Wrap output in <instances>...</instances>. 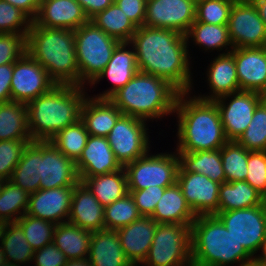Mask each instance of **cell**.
<instances>
[{
	"label": "cell",
	"instance_id": "cell-57",
	"mask_svg": "<svg viewBox=\"0 0 266 266\" xmlns=\"http://www.w3.org/2000/svg\"><path fill=\"white\" fill-rule=\"evenodd\" d=\"M261 254L256 256V264H266V238Z\"/></svg>",
	"mask_w": 266,
	"mask_h": 266
},
{
	"label": "cell",
	"instance_id": "cell-41",
	"mask_svg": "<svg viewBox=\"0 0 266 266\" xmlns=\"http://www.w3.org/2000/svg\"><path fill=\"white\" fill-rule=\"evenodd\" d=\"M236 142L248 151L266 150V100L257 105L250 124Z\"/></svg>",
	"mask_w": 266,
	"mask_h": 266
},
{
	"label": "cell",
	"instance_id": "cell-17",
	"mask_svg": "<svg viewBox=\"0 0 266 266\" xmlns=\"http://www.w3.org/2000/svg\"><path fill=\"white\" fill-rule=\"evenodd\" d=\"M177 183L196 216L218 213L219 183L198 173H178Z\"/></svg>",
	"mask_w": 266,
	"mask_h": 266
},
{
	"label": "cell",
	"instance_id": "cell-39",
	"mask_svg": "<svg viewBox=\"0 0 266 266\" xmlns=\"http://www.w3.org/2000/svg\"><path fill=\"white\" fill-rule=\"evenodd\" d=\"M249 151L236 141H228L221 147L222 167L226 182L245 181Z\"/></svg>",
	"mask_w": 266,
	"mask_h": 266
},
{
	"label": "cell",
	"instance_id": "cell-50",
	"mask_svg": "<svg viewBox=\"0 0 266 266\" xmlns=\"http://www.w3.org/2000/svg\"><path fill=\"white\" fill-rule=\"evenodd\" d=\"M114 2L137 28L144 25L147 0H114Z\"/></svg>",
	"mask_w": 266,
	"mask_h": 266
},
{
	"label": "cell",
	"instance_id": "cell-7",
	"mask_svg": "<svg viewBox=\"0 0 266 266\" xmlns=\"http://www.w3.org/2000/svg\"><path fill=\"white\" fill-rule=\"evenodd\" d=\"M14 171H30L40 176V189L74 187L79 181L76 163L51 141H32L23 150Z\"/></svg>",
	"mask_w": 266,
	"mask_h": 266
},
{
	"label": "cell",
	"instance_id": "cell-38",
	"mask_svg": "<svg viewBox=\"0 0 266 266\" xmlns=\"http://www.w3.org/2000/svg\"><path fill=\"white\" fill-rule=\"evenodd\" d=\"M88 137L89 133L80 120L59 131L50 141L66 157L76 162L82 155Z\"/></svg>",
	"mask_w": 266,
	"mask_h": 266
},
{
	"label": "cell",
	"instance_id": "cell-18",
	"mask_svg": "<svg viewBox=\"0 0 266 266\" xmlns=\"http://www.w3.org/2000/svg\"><path fill=\"white\" fill-rule=\"evenodd\" d=\"M73 191L74 187L39 189L37 192L29 194L26 214L56 225L67 222Z\"/></svg>",
	"mask_w": 266,
	"mask_h": 266
},
{
	"label": "cell",
	"instance_id": "cell-54",
	"mask_svg": "<svg viewBox=\"0 0 266 266\" xmlns=\"http://www.w3.org/2000/svg\"><path fill=\"white\" fill-rule=\"evenodd\" d=\"M12 4L14 7L21 9L32 20L36 17L41 0H4Z\"/></svg>",
	"mask_w": 266,
	"mask_h": 266
},
{
	"label": "cell",
	"instance_id": "cell-4",
	"mask_svg": "<svg viewBox=\"0 0 266 266\" xmlns=\"http://www.w3.org/2000/svg\"><path fill=\"white\" fill-rule=\"evenodd\" d=\"M26 52L43 66L57 85L80 86L75 31L32 23L26 36Z\"/></svg>",
	"mask_w": 266,
	"mask_h": 266
},
{
	"label": "cell",
	"instance_id": "cell-62",
	"mask_svg": "<svg viewBox=\"0 0 266 266\" xmlns=\"http://www.w3.org/2000/svg\"><path fill=\"white\" fill-rule=\"evenodd\" d=\"M257 266H266V264H256Z\"/></svg>",
	"mask_w": 266,
	"mask_h": 266
},
{
	"label": "cell",
	"instance_id": "cell-1",
	"mask_svg": "<svg viewBox=\"0 0 266 266\" xmlns=\"http://www.w3.org/2000/svg\"><path fill=\"white\" fill-rule=\"evenodd\" d=\"M130 43L138 70L168 81L180 93H192V74L185 35L169 29L138 27Z\"/></svg>",
	"mask_w": 266,
	"mask_h": 266
},
{
	"label": "cell",
	"instance_id": "cell-23",
	"mask_svg": "<svg viewBox=\"0 0 266 266\" xmlns=\"http://www.w3.org/2000/svg\"><path fill=\"white\" fill-rule=\"evenodd\" d=\"M158 223L149 216L117 230L120 245L133 266H140L149 252Z\"/></svg>",
	"mask_w": 266,
	"mask_h": 266
},
{
	"label": "cell",
	"instance_id": "cell-5",
	"mask_svg": "<svg viewBox=\"0 0 266 266\" xmlns=\"http://www.w3.org/2000/svg\"><path fill=\"white\" fill-rule=\"evenodd\" d=\"M192 266H253V258L215 215H199L191 226ZM240 263V264H239Z\"/></svg>",
	"mask_w": 266,
	"mask_h": 266
},
{
	"label": "cell",
	"instance_id": "cell-20",
	"mask_svg": "<svg viewBox=\"0 0 266 266\" xmlns=\"http://www.w3.org/2000/svg\"><path fill=\"white\" fill-rule=\"evenodd\" d=\"M239 88L262 93L266 87V47L234 48Z\"/></svg>",
	"mask_w": 266,
	"mask_h": 266
},
{
	"label": "cell",
	"instance_id": "cell-56",
	"mask_svg": "<svg viewBox=\"0 0 266 266\" xmlns=\"http://www.w3.org/2000/svg\"><path fill=\"white\" fill-rule=\"evenodd\" d=\"M64 266H92L88 258L68 260Z\"/></svg>",
	"mask_w": 266,
	"mask_h": 266
},
{
	"label": "cell",
	"instance_id": "cell-22",
	"mask_svg": "<svg viewBox=\"0 0 266 266\" xmlns=\"http://www.w3.org/2000/svg\"><path fill=\"white\" fill-rule=\"evenodd\" d=\"M79 178H89L120 170L107 137L89 135L82 155L75 162Z\"/></svg>",
	"mask_w": 266,
	"mask_h": 266
},
{
	"label": "cell",
	"instance_id": "cell-28",
	"mask_svg": "<svg viewBox=\"0 0 266 266\" xmlns=\"http://www.w3.org/2000/svg\"><path fill=\"white\" fill-rule=\"evenodd\" d=\"M88 260L92 266H133L120 245L117 230L91 232Z\"/></svg>",
	"mask_w": 266,
	"mask_h": 266
},
{
	"label": "cell",
	"instance_id": "cell-42",
	"mask_svg": "<svg viewBox=\"0 0 266 266\" xmlns=\"http://www.w3.org/2000/svg\"><path fill=\"white\" fill-rule=\"evenodd\" d=\"M16 223L22 228L27 242L34 251L53 243L56 224L26 213Z\"/></svg>",
	"mask_w": 266,
	"mask_h": 266
},
{
	"label": "cell",
	"instance_id": "cell-26",
	"mask_svg": "<svg viewBox=\"0 0 266 266\" xmlns=\"http://www.w3.org/2000/svg\"><path fill=\"white\" fill-rule=\"evenodd\" d=\"M90 97L83 104L81 121L89 135L107 137L123 114L110 99Z\"/></svg>",
	"mask_w": 266,
	"mask_h": 266
},
{
	"label": "cell",
	"instance_id": "cell-51",
	"mask_svg": "<svg viewBox=\"0 0 266 266\" xmlns=\"http://www.w3.org/2000/svg\"><path fill=\"white\" fill-rule=\"evenodd\" d=\"M9 181L25 190L28 194L35 193L40 189L39 174H34L30 171H13Z\"/></svg>",
	"mask_w": 266,
	"mask_h": 266
},
{
	"label": "cell",
	"instance_id": "cell-29",
	"mask_svg": "<svg viewBox=\"0 0 266 266\" xmlns=\"http://www.w3.org/2000/svg\"><path fill=\"white\" fill-rule=\"evenodd\" d=\"M178 173H198L219 184L226 182L222 167L221 148L197 152H177Z\"/></svg>",
	"mask_w": 266,
	"mask_h": 266
},
{
	"label": "cell",
	"instance_id": "cell-48",
	"mask_svg": "<svg viewBox=\"0 0 266 266\" xmlns=\"http://www.w3.org/2000/svg\"><path fill=\"white\" fill-rule=\"evenodd\" d=\"M166 187L150 186L143 190H129L142 216H151Z\"/></svg>",
	"mask_w": 266,
	"mask_h": 266
},
{
	"label": "cell",
	"instance_id": "cell-12",
	"mask_svg": "<svg viewBox=\"0 0 266 266\" xmlns=\"http://www.w3.org/2000/svg\"><path fill=\"white\" fill-rule=\"evenodd\" d=\"M146 124L142 119L122 115L109 132V145L122 167L150 152Z\"/></svg>",
	"mask_w": 266,
	"mask_h": 266
},
{
	"label": "cell",
	"instance_id": "cell-9",
	"mask_svg": "<svg viewBox=\"0 0 266 266\" xmlns=\"http://www.w3.org/2000/svg\"><path fill=\"white\" fill-rule=\"evenodd\" d=\"M142 266H192L191 226L158 223Z\"/></svg>",
	"mask_w": 266,
	"mask_h": 266
},
{
	"label": "cell",
	"instance_id": "cell-24",
	"mask_svg": "<svg viewBox=\"0 0 266 266\" xmlns=\"http://www.w3.org/2000/svg\"><path fill=\"white\" fill-rule=\"evenodd\" d=\"M104 209L88 187L79 181L74 186L67 222L89 232L105 229Z\"/></svg>",
	"mask_w": 266,
	"mask_h": 266
},
{
	"label": "cell",
	"instance_id": "cell-49",
	"mask_svg": "<svg viewBox=\"0 0 266 266\" xmlns=\"http://www.w3.org/2000/svg\"><path fill=\"white\" fill-rule=\"evenodd\" d=\"M32 261H35L34 266H64L68 259L60 249L51 243L35 250Z\"/></svg>",
	"mask_w": 266,
	"mask_h": 266
},
{
	"label": "cell",
	"instance_id": "cell-31",
	"mask_svg": "<svg viewBox=\"0 0 266 266\" xmlns=\"http://www.w3.org/2000/svg\"><path fill=\"white\" fill-rule=\"evenodd\" d=\"M79 179L104 207L129 193L126 172L123 167L112 173Z\"/></svg>",
	"mask_w": 266,
	"mask_h": 266
},
{
	"label": "cell",
	"instance_id": "cell-55",
	"mask_svg": "<svg viewBox=\"0 0 266 266\" xmlns=\"http://www.w3.org/2000/svg\"><path fill=\"white\" fill-rule=\"evenodd\" d=\"M258 10L259 16L266 25V0H251Z\"/></svg>",
	"mask_w": 266,
	"mask_h": 266
},
{
	"label": "cell",
	"instance_id": "cell-32",
	"mask_svg": "<svg viewBox=\"0 0 266 266\" xmlns=\"http://www.w3.org/2000/svg\"><path fill=\"white\" fill-rule=\"evenodd\" d=\"M266 199L246 181L224 182L219 187L218 211L246 209Z\"/></svg>",
	"mask_w": 266,
	"mask_h": 266
},
{
	"label": "cell",
	"instance_id": "cell-52",
	"mask_svg": "<svg viewBox=\"0 0 266 266\" xmlns=\"http://www.w3.org/2000/svg\"><path fill=\"white\" fill-rule=\"evenodd\" d=\"M13 64L0 65V103L11 101Z\"/></svg>",
	"mask_w": 266,
	"mask_h": 266
},
{
	"label": "cell",
	"instance_id": "cell-8",
	"mask_svg": "<svg viewBox=\"0 0 266 266\" xmlns=\"http://www.w3.org/2000/svg\"><path fill=\"white\" fill-rule=\"evenodd\" d=\"M74 31L80 86L86 85V82L90 85L107 66L120 42L106 34L90 20Z\"/></svg>",
	"mask_w": 266,
	"mask_h": 266
},
{
	"label": "cell",
	"instance_id": "cell-14",
	"mask_svg": "<svg viewBox=\"0 0 266 266\" xmlns=\"http://www.w3.org/2000/svg\"><path fill=\"white\" fill-rule=\"evenodd\" d=\"M57 84L27 52L13 64L11 101L27 104Z\"/></svg>",
	"mask_w": 266,
	"mask_h": 266
},
{
	"label": "cell",
	"instance_id": "cell-34",
	"mask_svg": "<svg viewBox=\"0 0 266 266\" xmlns=\"http://www.w3.org/2000/svg\"><path fill=\"white\" fill-rule=\"evenodd\" d=\"M185 37L187 42H189L191 38L190 40H193L194 44L199 47L202 46V48L204 47L206 52L208 50L222 51L226 48V50H224L225 52L223 51L222 53L227 54L234 49L227 25H213L195 20L185 34ZM228 46L230 47L228 48Z\"/></svg>",
	"mask_w": 266,
	"mask_h": 266
},
{
	"label": "cell",
	"instance_id": "cell-47",
	"mask_svg": "<svg viewBox=\"0 0 266 266\" xmlns=\"http://www.w3.org/2000/svg\"><path fill=\"white\" fill-rule=\"evenodd\" d=\"M26 53V35L0 33V65L14 63Z\"/></svg>",
	"mask_w": 266,
	"mask_h": 266
},
{
	"label": "cell",
	"instance_id": "cell-36",
	"mask_svg": "<svg viewBox=\"0 0 266 266\" xmlns=\"http://www.w3.org/2000/svg\"><path fill=\"white\" fill-rule=\"evenodd\" d=\"M0 246L6 260L13 265H27L32 261L34 249L29 245L22 228L16 222L5 224Z\"/></svg>",
	"mask_w": 266,
	"mask_h": 266
},
{
	"label": "cell",
	"instance_id": "cell-60",
	"mask_svg": "<svg viewBox=\"0 0 266 266\" xmlns=\"http://www.w3.org/2000/svg\"><path fill=\"white\" fill-rule=\"evenodd\" d=\"M0 266H16V265H13L10 262L6 261L3 264H0Z\"/></svg>",
	"mask_w": 266,
	"mask_h": 266
},
{
	"label": "cell",
	"instance_id": "cell-40",
	"mask_svg": "<svg viewBox=\"0 0 266 266\" xmlns=\"http://www.w3.org/2000/svg\"><path fill=\"white\" fill-rule=\"evenodd\" d=\"M141 216L133 197L128 193L125 197L105 206V229L118 230L135 222Z\"/></svg>",
	"mask_w": 266,
	"mask_h": 266
},
{
	"label": "cell",
	"instance_id": "cell-53",
	"mask_svg": "<svg viewBox=\"0 0 266 266\" xmlns=\"http://www.w3.org/2000/svg\"><path fill=\"white\" fill-rule=\"evenodd\" d=\"M83 8L89 20L98 12L104 11L114 0H76Z\"/></svg>",
	"mask_w": 266,
	"mask_h": 266
},
{
	"label": "cell",
	"instance_id": "cell-30",
	"mask_svg": "<svg viewBox=\"0 0 266 266\" xmlns=\"http://www.w3.org/2000/svg\"><path fill=\"white\" fill-rule=\"evenodd\" d=\"M91 232L69 222L57 224L53 233V244L68 260L88 258Z\"/></svg>",
	"mask_w": 266,
	"mask_h": 266
},
{
	"label": "cell",
	"instance_id": "cell-45",
	"mask_svg": "<svg viewBox=\"0 0 266 266\" xmlns=\"http://www.w3.org/2000/svg\"><path fill=\"white\" fill-rule=\"evenodd\" d=\"M33 140L0 141V179L10 180L12 172L21 159L23 150Z\"/></svg>",
	"mask_w": 266,
	"mask_h": 266
},
{
	"label": "cell",
	"instance_id": "cell-61",
	"mask_svg": "<svg viewBox=\"0 0 266 266\" xmlns=\"http://www.w3.org/2000/svg\"><path fill=\"white\" fill-rule=\"evenodd\" d=\"M262 99L266 100V87L264 89V91L261 93Z\"/></svg>",
	"mask_w": 266,
	"mask_h": 266
},
{
	"label": "cell",
	"instance_id": "cell-6",
	"mask_svg": "<svg viewBox=\"0 0 266 266\" xmlns=\"http://www.w3.org/2000/svg\"><path fill=\"white\" fill-rule=\"evenodd\" d=\"M179 91L160 77L138 71L109 99L123 115L147 122L174 114ZM162 117V118H160Z\"/></svg>",
	"mask_w": 266,
	"mask_h": 266
},
{
	"label": "cell",
	"instance_id": "cell-46",
	"mask_svg": "<svg viewBox=\"0 0 266 266\" xmlns=\"http://www.w3.org/2000/svg\"><path fill=\"white\" fill-rule=\"evenodd\" d=\"M245 181L266 199V156L264 151H249Z\"/></svg>",
	"mask_w": 266,
	"mask_h": 266
},
{
	"label": "cell",
	"instance_id": "cell-43",
	"mask_svg": "<svg viewBox=\"0 0 266 266\" xmlns=\"http://www.w3.org/2000/svg\"><path fill=\"white\" fill-rule=\"evenodd\" d=\"M235 1L236 0L196 1L195 20L213 25H227Z\"/></svg>",
	"mask_w": 266,
	"mask_h": 266
},
{
	"label": "cell",
	"instance_id": "cell-44",
	"mask_svg": "<svg viewBox=\"0 0 266 266\" xmlns=\"http://www.w3.org/2000/svg\"><path fill=\"white\" fill-rule=\"evenodd\" d=\"M33 20L21 9L0 0V33L26 35Z\"/></svg>",
	"mask_w": 266,
	"mask_h": 266
},
{
	"label": "cell",
	"instance_id": "cell-35",
	"mask_svg": "<svg viewBox=\"0 0 266 266\" xmlns=\"http://www.w3.org/2000/svg\"><path fill=\"white\" fill-rule=\"evenodd\" d=\"M90 21L119 42H130L137 30L115 2L104 11L98 12Z\"/></svg>",
	"mask_w": 266,
	"mask_h": 266
},
{
	"label": "cell",
	"instance_id": "cell-33",
	"mask_svg": "<svg viewBox=\"0 0 266 266\" xmlns=\"http://www.w3.org/2000/svg\"><path fill=\"white\" fill-rule=\"evenodd\" d=\"M3 140H32L26 104L15 101L0 103V141Z\"/></svg>",
	"mask_w": 266,
	"mask_h": 266
},
{
	"label": "cell",
	"instance_id": "cell-58",
	"mask_svg": "<svg viewBox=\"0 0 266 266\" xmlns=\"http://www.w3.org/2000/svg\"><path fill=\"white\" fill-rule=\"evenodd\" d=\"M6 261H7V260H6V256H5L3 250H2V248H1V246H0V264H3V263L6 262Z\"/></svg>",
	"mask_w": 266,
	"mask_h": 266
},
{
	"label": "cell",
	"instance_id": "cell-21",
	"mask_svg": "<svg viewBox=\"0 0 266 266\" xmlns=\"http://www.w3.org/2000/svg\"><path fill=\"white\" fill-rule=\"evenodd\" d=\"M132 44L130 42H120L112 55L107 66L98 74V76L90 83L97 84L102 78H108L112 84L111 88L95 95L94 98L109 99L114 93L125 86L139 71L136 61V54L134 48L131 50ZM126 47H128L126 49Z\"/></svg>",
	"mask_w": 266,
	"mask_h": 266
},
{
	"label": "cell",
	"instance_id": "cell-16",
	"mask_svg": "<svg viewBox=\"0 0 266 266\" xmlns=\"http://www.w3.org/2000/svg\"><path fill=\"white\" fill-rule=\"evenodd\" d=\"M195 0H147L144 26L185 35L195 21Z\"/></svg>",
	"mask_w": 266,
	"mask_h": 266
},
{
	"label": "cell",
	"instance_id": "cell-10",
	"mask_svg": "<svg viewBox=\"0 0 266 266\" xmlns=\"http://www.w3.org/2000/svg\"><path fill=\"white\" fill-rule=\"evenodd\" d=\"M128 190H143L150 186L169 187L177 182L179 158L177 153L146 155L124 167Z\"/></svg>",
	"mask_w": 266,
	"mask_h": 266
},
{
	"label": "cell",
	"instance_id": "cell-37",
	"mask_svg": "<svg viewBox=\"0 0 266 266\" xmlns=\"http://www.w3.org/2000/svg\"><path fill=\"white\" fill-rule=\"evenodd\" d=\"M29 194L11 181L0 185V221L16 222L27 211Z\"/></svg>",
	"mask_w": 266,
	"mask_h": 266
},
{
	"label": "cell",
	"instance_id": "cell-27",
	"mask_svg": "<svg viewBox=\"0 0 266 266\" xmlns=\"http://www.w3.org/2000/svg\"><path fill=\"white\" fill-rule=\"evenodd\" d=\"M150 217L157 223L192 226L197 216L187 204L182 189L176 182L165 188L154 213Z\"/></svg>",
	"mask_w": 266,
	"mask_h": 266
},
{
	"label": "cell",
	"instance_id": "cell-2",
	"mask_svg": "<svg viewBox=\"0 0 266 266\" xmlns=\"http://www.w3.org/2000/svg\"><path fill=\"white\" fill-rule=\"evenodd\" d=\"M179 93L174 113L178 118L175 152L218 150L229 140L224 133L220 113L213 100Z\"/></svg>",
	"mask_w": 266,
	"mask_h": 266
},
{
	"label": "cell",
	"instance_id": "cell-59",
	"mask_svg": "<svg viewBox=\"0 0 266 266\" xmlns=\"http://www.w3.org/2000/svg\"><path fill=\"white\" fill-rule=\"evenodd\" d=\"M5 222L3 221H0V241H1V236H2V232H3V229L5 227Z\"/></svg>",
	"mask_w": 266,
	"mask_h": 266
},
{
	"label": "cell",
	"instance_id": "cell-15",
	"mask_svg": "<svg viewBox=\"0 0 266 266\" xmlns=\"http://www.w3.org/2000/svg\"><path fill=\"white\" fill-rule=\"evenodd\" d=\"M262 100L261 93L242 90L213 100L219 110L224 133L229 141H236L246 130L257 105Z\"/></svg>",
	"mask_w": 266,
	"mask_h": 266
},
{
	"label": "cell",
	"instance_id": "cell-25",
	"mask_svg": "<svg viewBox=\"0 0 266 266\" xmlns=\"http://www.w3.org/2000/svg\"><path fill=\"white\" fill-rule=\"evenodd\" d=\"M207 83L211 95L196 96L202 100H215L221 96L241 91L237 78L236 64L234 56L231 53L218 54L215 59L210 62L207 70Z\"/></svg>",
	"mask_w": 266,
	"mask_h": 266
},
{
	"label": "cell",
	"instance_id": "cell-11",
	"mask_svg": "<svg viewBox=\"0 0 266 266\" xmlns=\"http://www.w3.org/2000/svg\"><path fill=\"white\" fill-rule=\"evenodd\" d=\"M215 216L237 242L256 259L255 254L262 251L266 238V200L261 205L251 208L218 211Z\"/></svg>",
	"mask_w": 266,
	"mask_h": 266
},
{
	"label": "cell",
	"instance_id": "cell-3",
	"mask_svg": "<svg viewBox=\"0 0 266 266\" xmlns=\"http://www.w3.org/2000/svg\"><path fill=\"white\" fill-rule=\"evenodd\" d=\"M85 86L56 85L26 104L33 141H50L59 131L81 120Z\"/></svg>",
	"mask_w": 266,
	"mask_h": 266
},
{
	"label": "cell",
	"instance_id": "cell-19",
	"mask_svg": "<svg viewBox=\"0 0 266 266\" xmlns=\"http://www.w3.org/2000/svg\"><path fill=\"white\" fill-rule=\"evenodd\" d=\"M88 21L89 18L76 0H41L33 24L74 31Z\"/></svg>",
	"mask_w": 266,
	"mask_h": 266
},
{
	"label": "cell",
	"instance_id": "cell-13",
	"mask_svg": "<svg viewBox=\"0 0 266 266\" xmlns=\"http://www.w3.org/2000/svg\"><path fill=\"white\" fill-rule=\"evenodd\" d=\"M234 48L266 47V25L251 0H236L228 19Z\"/></svg>",
	"mask_w": 266,
	"mask_h": 266
}]
</instances>
